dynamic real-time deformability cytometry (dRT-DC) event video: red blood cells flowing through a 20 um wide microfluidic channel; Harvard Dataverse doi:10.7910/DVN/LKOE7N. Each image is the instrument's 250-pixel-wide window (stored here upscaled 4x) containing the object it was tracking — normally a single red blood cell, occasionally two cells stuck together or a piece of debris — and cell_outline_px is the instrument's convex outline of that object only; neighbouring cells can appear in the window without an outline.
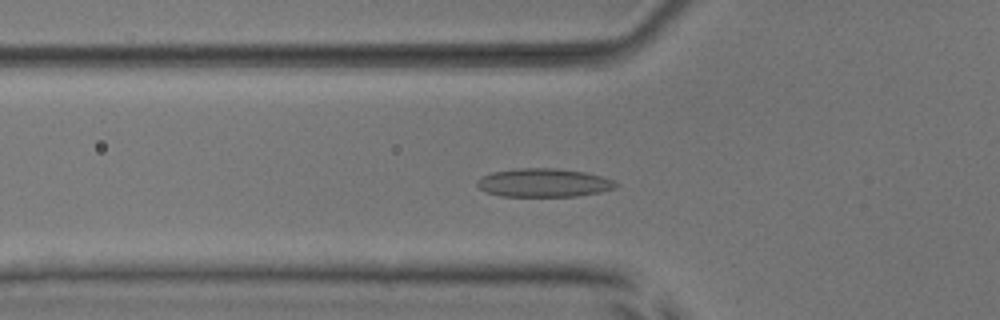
{"species": "common noctule bat (a hibernating species)", "species_latin": "Nyctalus noctula", "temperature_condition": "room temperature", "stored_images_in_passage": 52, "camera_frame_rate_fps": 3000, "um_per_image_px": 0.085, "animal": {"sex": "male", "body_mass_g": 17.9, "forearm_length_mm": 54.2}, "frame": {"image": 1, "passage_image": 18, "time_ms": 5.667, "image_size_px": [1000, 320], "cell_outline_px": [[620, 184], [616, 188], [600, 192], [576, 196], [500, 196], [488, 192], [480, 188], [476, 184], [476, 180], [492, 172], [520, 168], [556, 168], [584, 172], [616, 180]], "centroid_in_image_um": [46.26, 15.53], "position_along_channel_um": 79.5, "area_um2": 23.0}}
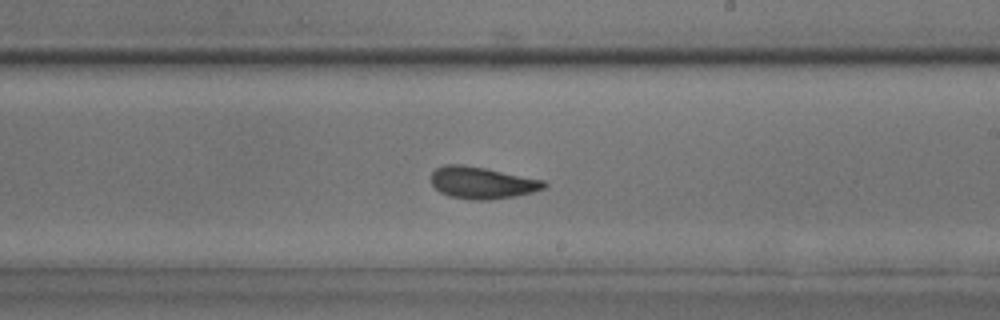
{"frame": {"image": 2, "passage_image": 31, "time_ms": 10.0, "image_size_px": [1000, 320], "cell_outline_px": [[548, 184], [544, 188], [532, 192], [516, 196], [488, 200], [472, 200], [448, 196], [440, 192], [432, 184], [432, 172], [436, 168], [444, 164], [460, 164], [484, 168], [544, 180]], "centroid_in_image_um": [40.96, 15.54], "position_along_channel_um": 248.0, "area_um2": 20.92}}
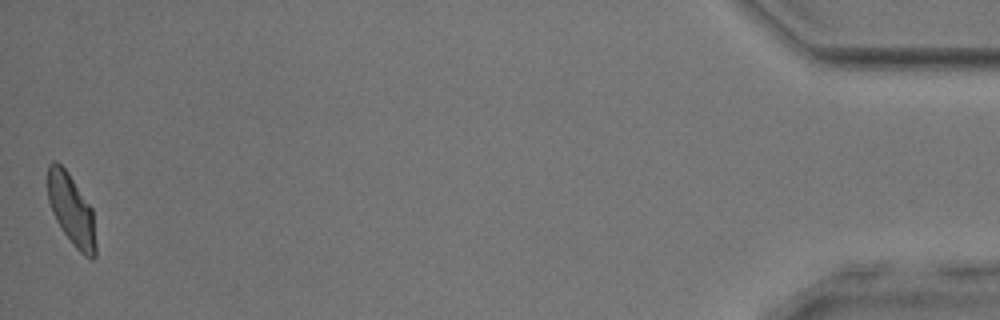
{"frame": {"image": 3, "passage_image": 52, "time_ms": 17.0, "image_size_px": [1000, 320], "cell_outline_px": [[96, 256], [92, 260], [84, 256], [72, 244], [56, 220], [52, 212], [48, 200], [48, 164], [52, 160], [56, 160], [68, 172], [92, 208], [96, 244]], "centroid_in_image_um": [6.07, 17.84], "position_along_channel_um": 429.1, "area_um2": 19.88}, "authors_computed_cell_mechanics": {"area_um2": 21.0103, "velocity_mm_per_s": 3.8981, "shape_relaxation_time_tau1_ms": 5.5033, "shape_relaxation_time_tau2_ms": 2.0075, "deformation_change_tau1": 0.151, "deformation_change_tau2": 0.0721}}